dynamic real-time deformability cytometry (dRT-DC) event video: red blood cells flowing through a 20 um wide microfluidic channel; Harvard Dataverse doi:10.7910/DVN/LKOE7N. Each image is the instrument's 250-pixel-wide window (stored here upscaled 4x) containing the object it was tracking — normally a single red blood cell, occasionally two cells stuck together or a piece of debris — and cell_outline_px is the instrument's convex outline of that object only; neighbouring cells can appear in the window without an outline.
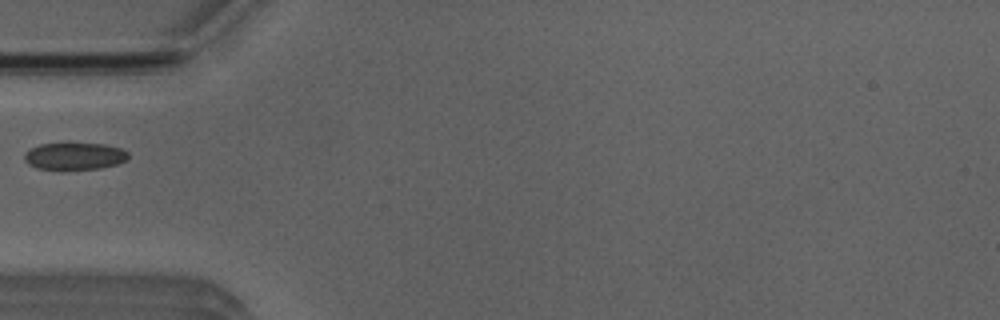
{"species": "Egyptian fruit bat (a non-hibernating species)", "species_latin": "Rousettus aegyptiacus", "temperature_condition": "room temperature", "stored_images_in_passage": 1, "camera_frame_rate_fps": 3000, "um_per_image_px": 0.085, "animal": {"sex": "male"}, "frame": {"image": 1, "passage_image": 1, "time_ms": 0.0, "image_size_px": [1000, 320], "cell_outline_px": [[128, 160], [116, 164], [100, 168], [36, 168], [28, 164], [24, 160], [24, 152], [40, 144], [68, 140], [104, 144], [120, 148], [128, 152]], "centroid_in_image_um": [6.32, 13.2], "position_along_channel_um": 78.7, "area_um2": 16.88}}